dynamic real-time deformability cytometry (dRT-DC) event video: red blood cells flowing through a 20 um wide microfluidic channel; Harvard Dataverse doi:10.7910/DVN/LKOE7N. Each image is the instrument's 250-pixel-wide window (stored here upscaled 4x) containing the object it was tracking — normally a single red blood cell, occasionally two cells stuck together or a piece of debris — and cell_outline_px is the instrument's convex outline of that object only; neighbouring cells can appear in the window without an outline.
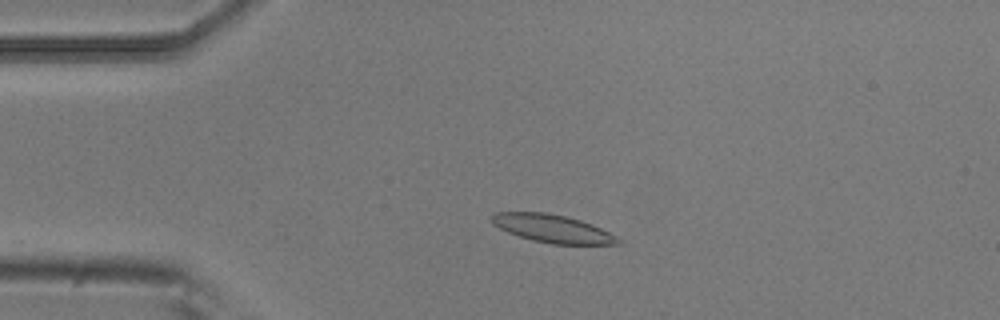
{"species": "common noctule bat (a hibernating species)", "species_latin": "Nyctalus noctula", "temperature_condition": "room temperature", "stored_images_in_passage": 4, "camera_frame_rate_fps": 3000, "um_per_image_px": 0.085, "animal": {"sex": "male", "body_mass_g": 20.5, "forearm_length_mm": 52.5}, "frame": {"image": 1, "passage_image": 4, "time_ms": 1.0, "image_size_px": [1000, 320], "cell_outline_px": [[624, 240], [620, 244], [552, 244], [532, 240], [508, 232], [492, 224], [492, 216], [496, 212], [548, 212], [580, 220], [592, 224]], "centroid_in_image_um": [46.99, 19.43], "position_along_channel_um": 38.0, "area_um2": 20.46}}